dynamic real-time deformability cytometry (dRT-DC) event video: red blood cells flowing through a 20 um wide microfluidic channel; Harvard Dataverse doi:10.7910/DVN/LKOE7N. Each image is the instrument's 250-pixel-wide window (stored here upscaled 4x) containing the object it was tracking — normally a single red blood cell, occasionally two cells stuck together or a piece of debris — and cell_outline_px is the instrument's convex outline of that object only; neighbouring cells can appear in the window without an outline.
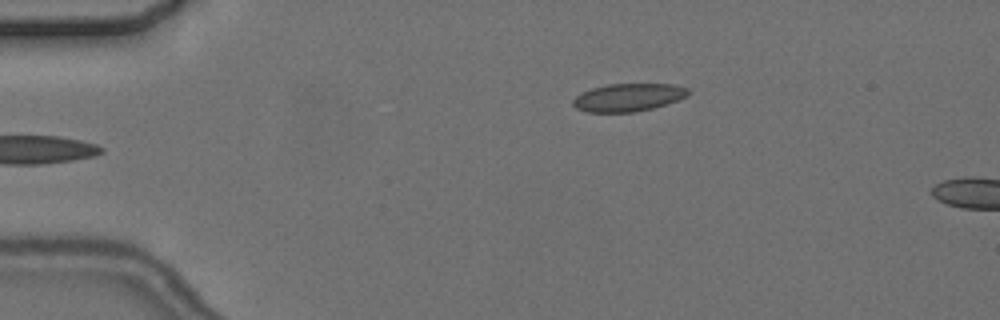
{"species": "common noctule bat (a hibernating species)", "species_latin": "Nyctalus noctula", "temperature_condition": "cold", "stored_images_in_passage": 5, "camera_frame_rate_fps": 3000, "um_per_image_px": 0.085, "animal": {"sex": "female", "body_mass_g": 24.6, "forearm_length_mm": 56.2}, "frame": {"image": 1, "passage_image": 5, "time_ms": 5.0, "image_size_px": [1000, 320], "cell_outline_px": [[688, 96], [652, 108], [636, 112], [588, 112], [576, 108], [572, 104], [572, 100], [580, 92], [592, 88], [608, 84], [676, 84], [688, 88]], "centroid_in_image_um": [53.37, 8.27], "position_along_channel_um": 31.6, "area_um2": 18.67}}